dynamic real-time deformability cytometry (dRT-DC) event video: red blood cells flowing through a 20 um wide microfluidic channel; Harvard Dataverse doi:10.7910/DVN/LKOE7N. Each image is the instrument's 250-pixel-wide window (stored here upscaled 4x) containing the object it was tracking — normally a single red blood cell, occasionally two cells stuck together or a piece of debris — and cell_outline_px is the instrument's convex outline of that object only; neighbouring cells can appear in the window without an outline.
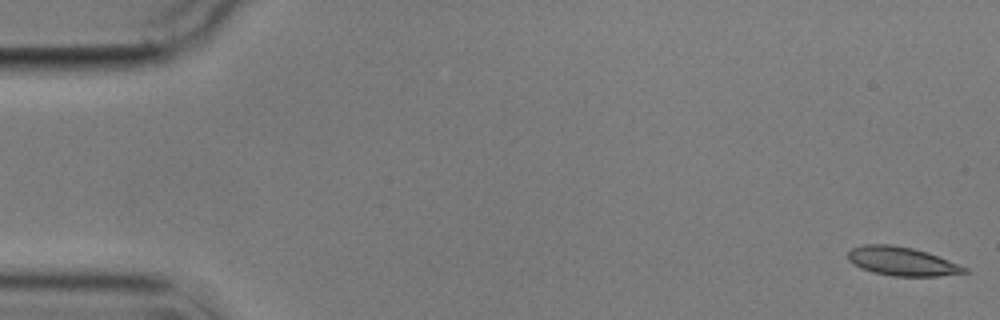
{"species": "common noctule bat (a hibernating species)", "species_latin": "Nyctalus noctula", "temperature_condition": "cold", "stored_images_in_passage": 11, "camera_frame_rate_fps": 3000, "um_per_image_px": 0.085, "animal": {"sex": "male", "body_mass_g": 17.9}, "frame": {"image": 1, "passage_image": 1, "time_ms": 0.0, "image_size_px": [1000, 320], "cell_outline_px": [[968, 272], [936, 276], [892, 276], [872, 272], [860, 268], [848, 260], [848, 252], [852, 248], [864, 244], [892, 244], [912, 248], [928, 252], [968, 268]], "centroid_in_image_um": [76.64, 22.2], "position_along_channel_um": 8.4, "area_um2": 19.48}}
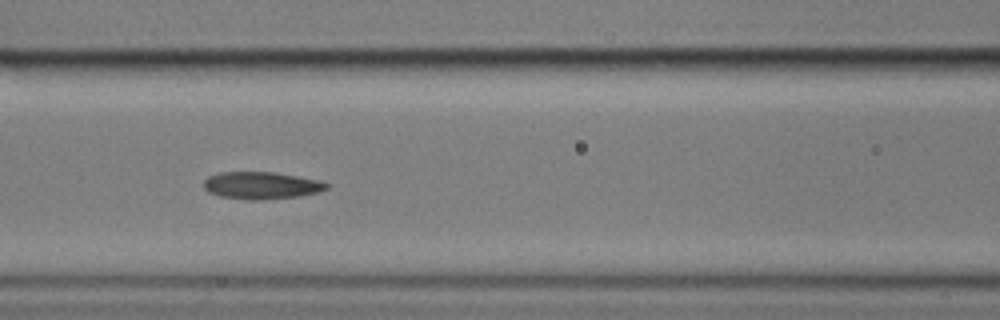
{"frame": {"image": 2, "passage_image": 7, "time_ms": 7.667, "image_size_px": [1000, 320], "cell_outline_px": [[328, 188], [320, 192], [300, 196], [264, 200], [248, 200], [220, 196], [208, 192], [204, 188], [204, 180], [208, 176], [220, 172], [276, 172], [320, 180], [328, 184]], "centroid_in_image_um": [22.23, 15.76], "position_along_channel_um": 144.4, "area_um2": 19.71}}
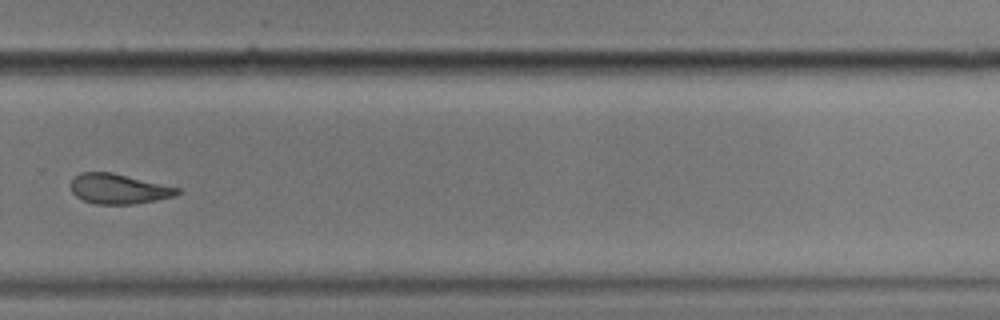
{"frame": {"image": 3, "passage_image": 11, "time_ms": 12.667, "image_size_px": [1000, 320], "cell_outline_px": [[180, 192], [176, 196], [156, 200], [132, 204], [96, 204], [84, 200], [76, 196], [72, 192], [72, 180], [80, 172], [112, 172], [180, 188]], "centroid_in_image_um": [10.1, 16.05], "position_along_channel_um": 319.7, "area_um2": 18.5}}